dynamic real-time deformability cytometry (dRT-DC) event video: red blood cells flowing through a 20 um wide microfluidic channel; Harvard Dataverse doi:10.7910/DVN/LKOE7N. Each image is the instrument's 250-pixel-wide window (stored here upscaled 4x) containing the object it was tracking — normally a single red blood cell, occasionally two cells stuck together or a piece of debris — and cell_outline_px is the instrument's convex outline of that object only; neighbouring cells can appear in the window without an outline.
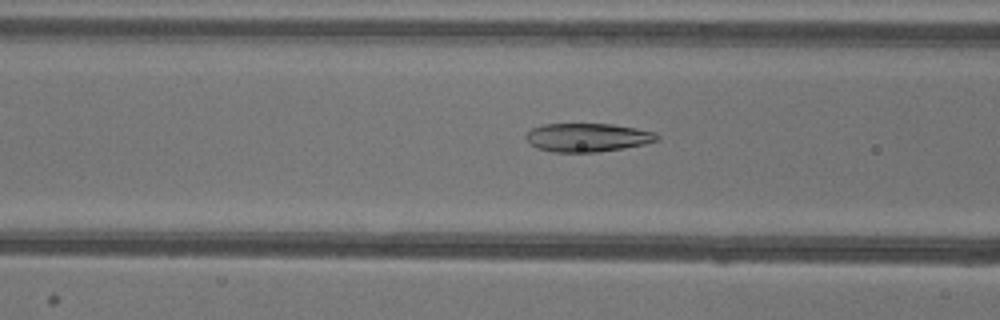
{"species": "common noctule bat (a hibernating species)", "species_latin": "Nyctalus noctula", "temperature_condition": "warm", "stored_images_in_passage": 51, "camera_frame_rate_fps": 3000, "um_per_image_px": 0.085, "animal": {"sex": "female"}, "frame": {"image": 1, "passage_image": 19, "time_ms": 6.0, "image_size_px": [1000, 320], "cell_outline_px": [[660, 136], [656, 140], [644, 144], [624, 148], [596, 152], [552, 152], [536, 148], [524, 136], [532, 128], [544, 124], [612, 124], [636, 128], [656, 132]], "centroid_in_image_um": [49.94, 11.68], "position_along_channel_um": 116.7, "area_um2": 21.73}}
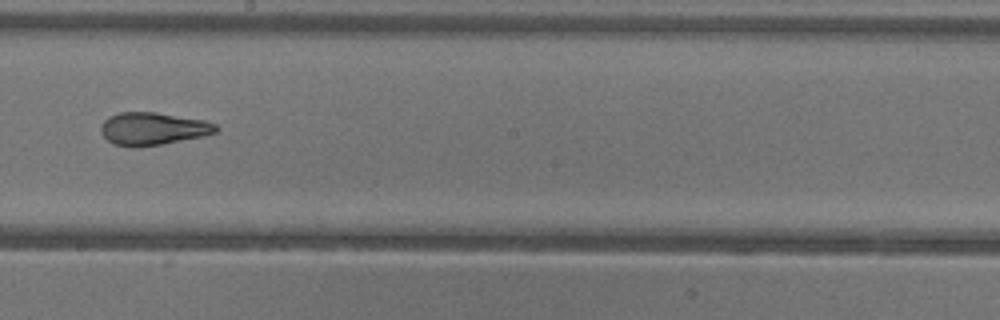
{"frame": {"image": 2, "passage_image": 28, "time_ms": 9.0, "image_size_px": [1000, 320], "cell_outline_px": [[220, 128], [216, 132], [204, 136], [160, 144], [132, 148], [112, 144], [100, 132], [100, 124], [108, 116], [120, 112], [156, 112], [204, 120], [216, 124]], "centroid_in_image_um": [12.97, 10.94], "position_along_channel_um": 235.2, "area_um2": 22.08}}
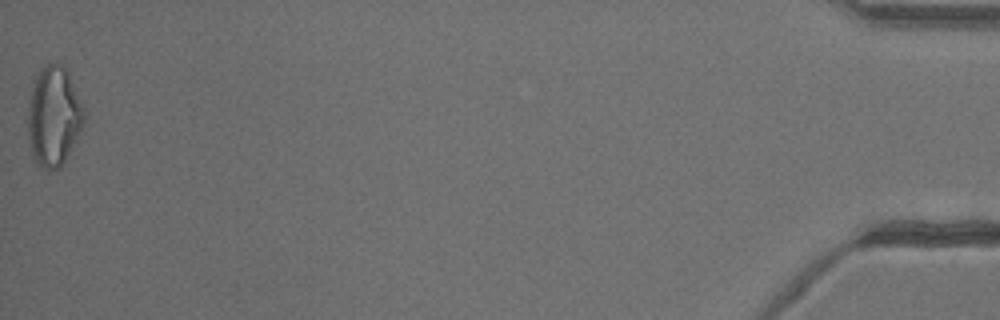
{"frame": {"image": 3, "passage_image": 51, "time_ms": 16.667, "image_size_px": [1000, 320], "cell_outline_px": [[88, 112], [84, 124], [60, 168], [52, 172], [36, 164], [32, 160], [28, 132], [28, 108], [32, 88], [36, 76], [40, 68], [48, 64], [60, 64], [68, 68]], "centroid_in_image_um": [4.61, 9.87], "position_along_channel_um": 430.6, "area_um2": 33.41}, "authors_computed_cell_mechanics": {"area_um2": 23.8136, "velocity_mm_per_s": 3.9478, "shape_relaxation_time_tau1_ms": 9.5847, "shape_relaxation_time_tau2_ms": 1.5767, "deformation_change_tau1": 0.2677, "deformation_change_tau2": 0.0705}}